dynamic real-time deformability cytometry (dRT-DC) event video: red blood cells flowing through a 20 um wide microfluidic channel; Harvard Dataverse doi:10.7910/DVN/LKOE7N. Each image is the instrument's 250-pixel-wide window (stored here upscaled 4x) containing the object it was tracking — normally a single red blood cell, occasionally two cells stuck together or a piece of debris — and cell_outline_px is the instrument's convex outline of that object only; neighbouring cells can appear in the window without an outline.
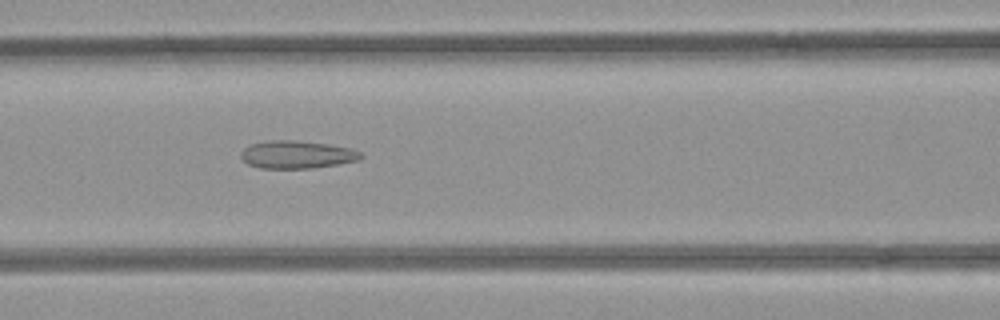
{"species": "common noctule bat (a hibernating species)", "species_latin": "Nyctalus noctula", "temperature_condition": "room temperature", "stored_images_in_passage": 51, "camera_frame_rate_fps": 3000, "um_per_image_px": 0.085, "animal": {"sex": "female", "body_mass_g": 21.9}, "frame": {"image": 1, "passage_image": 21, "time_ms": 6.667, "image_size_px": [1000, 320], "cell_outline_px": [[364, 156], [360, 160], [312, 168], [260, 168], [248, 164], [240, 156], [240, 152], [244, 148], [252, 144], [272, 140], [296, 140], [328, 144], [352, 148], [360, 152]], "centroid_in_image_um": [25.25, 13.13], "position_along_channel_um": 141.3, "area_um2": 19.36}}
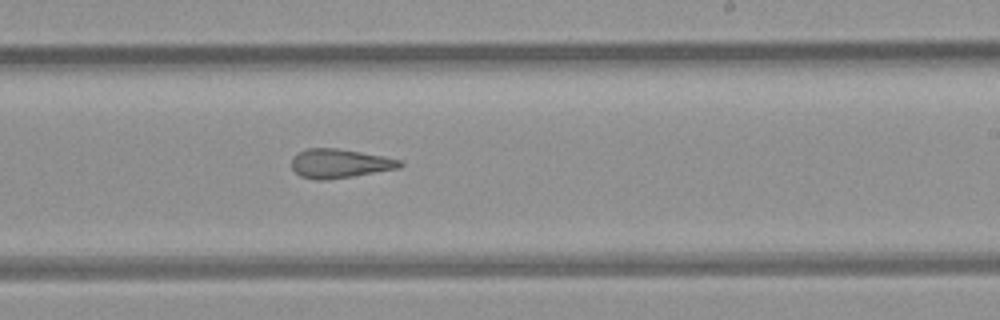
{"frame": {"image": 2, "passage_image": 30, "time_ms": 9.667, "image_size_px": [1000, 320], "cell_outline_px": [[404, 164], [400, 168], [328, 180], [316, 180], [300, 176], [292, 168], [292, 156], [308, 148], [336, 148], [384, 156], [400, 160]], "centroid_in_image_um": [28.87, 13.9], "position_along_channel_um": 260.1, "area_um2": 18.26}}
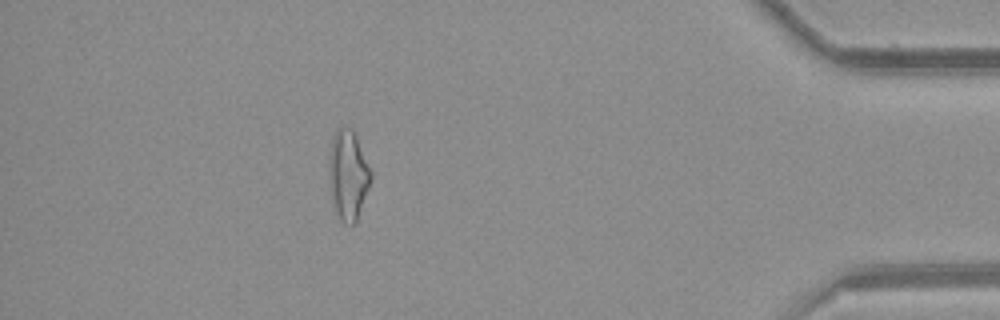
{"frame": {"image": 3, "passage_image": 45, "time_ms": 14.667, "image_size_px": [1000, 320], "cell_outline_px": [[372, 180], [356, 220], [352, 224], [344, 224], [340, 220], [336, 212], [332, 200], [328, 164], [328, 156], [332, 136], [336, 128], [352, 128], [356, 136], [372, 172]], "centroid_in_image_um": [29.58, 14.84], "position_along_channel_um": 405.6, "area_um2": 21.91}, "authors_computed_cell_mechanics": {"area_um2": 20.8658, "velocity_mm_per_s": 3.9679, "shape_relaxation_time_tau1_ms": null, "shape_relaxation_time_tau2_ms": 2.8898, "deformation_change_tau1": null, "deformation_change_tau2": 0.1406}}